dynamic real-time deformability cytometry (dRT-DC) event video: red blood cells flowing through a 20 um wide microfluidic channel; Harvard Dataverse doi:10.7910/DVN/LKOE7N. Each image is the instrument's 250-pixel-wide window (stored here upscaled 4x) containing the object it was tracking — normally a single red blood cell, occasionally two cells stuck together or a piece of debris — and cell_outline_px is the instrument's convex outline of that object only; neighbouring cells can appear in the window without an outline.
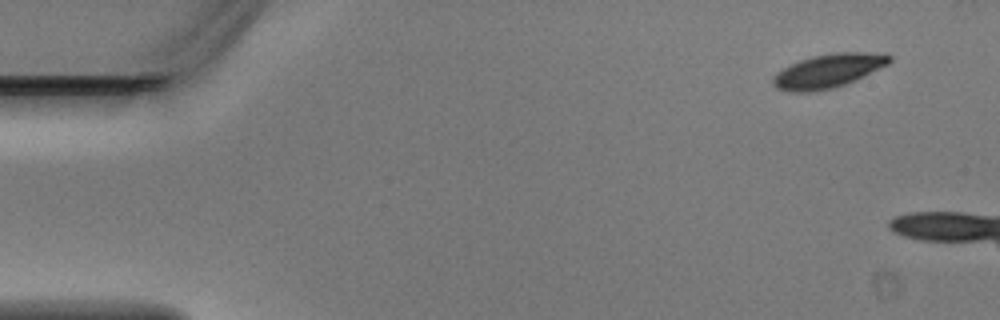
{"species": "Egyptian fruit bat (a non-hibernating species)", "species_latin": "Rousettus aegyptiacus", "temperature_condition": "warm", "stored_images_in_passage": 5, "camera_frame_rate_fps": 3000, "um_per_image_px": 0.085, "animal": {"sex": "male"}, "frame": {"image": 1, "passage_image": 1, "time_ms": 0.0, "image_size_px": [1000, 320], "cell_outline_px": [[892, 60], [888, 64], [856, 80], [832, 88], [812, 92], [788, 92], [776, 88], [772, 84], [772, 80], [784, 68], [800, 60], [812, 56], [832, 52], [888, 52], [892, 56]], "centroid_in_image_um": [70.47, 6.01], "position_along_channel_um": 14.5, "area_um2": 23.0}}
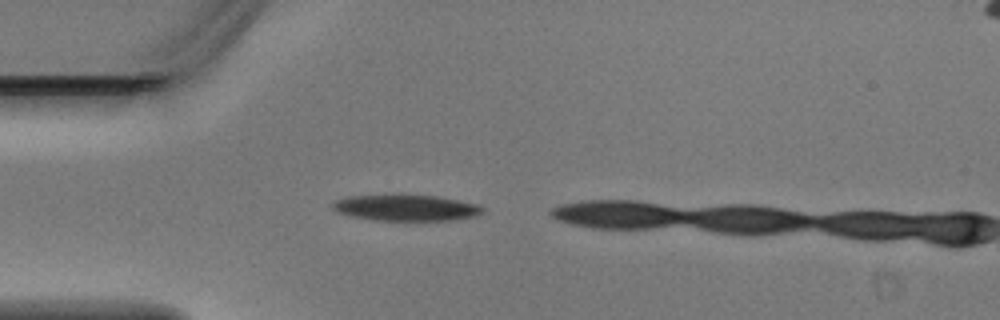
{"frame": {"image": 2, "passage_image": 5, "time_ms": 1.333, "image_size_px": [1000, 320], "cell_outline_px": [[484, 212], [472, 216], [452, 220], [372, 220], [352, 216], [336, 212], [332, 208], [332, 204], [336, 200], [348, 196], [396, 192], [404, 192], [436, 196], [480, 204], [484, 208]], "centroid_in_image_um": [34.46, 17.61], "position_along_channel_um": 50.5, "area_um2": 23.76}}